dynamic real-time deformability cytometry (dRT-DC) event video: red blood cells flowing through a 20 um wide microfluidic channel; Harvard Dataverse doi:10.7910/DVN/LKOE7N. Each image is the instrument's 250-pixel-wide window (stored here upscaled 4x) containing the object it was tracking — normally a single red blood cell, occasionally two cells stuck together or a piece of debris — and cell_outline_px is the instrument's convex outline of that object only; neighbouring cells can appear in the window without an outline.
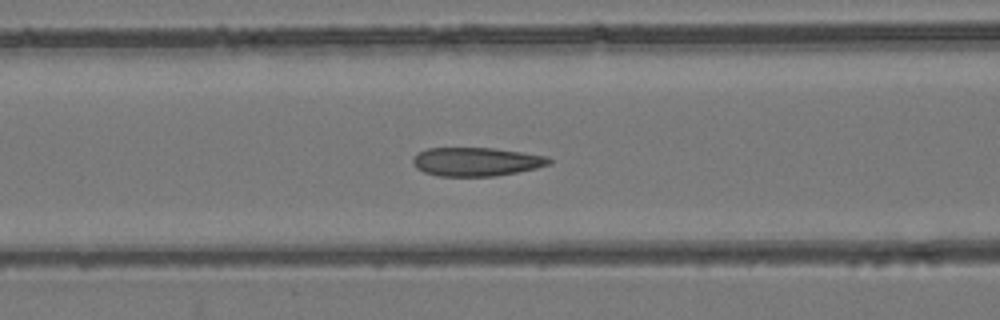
{"species": "common noctule bat (a hibernating species)", "species_latin": "Nyctalus noctula", "temperature_condition": "room temperature", "stored_images_in_passage": 47, "camera_frame_rate_fps": 3000, "um_per_image_px": 0.085, "animal": {"sex": "female", "body_mass_g": 24.6, "forearm_length_mm": 56.2}, "frame": {"image": 1, "passage_image": 21, "time_ms": 6.667, "image_size_px": [1000, 320], "cell_outline_px": [[552, 164], [536, 168], [496, 176], [440, 176], [424, 172], [416, 168], [412, 164], [412, 160], [416, 152], [428, 148], [492, 148], [548, 156], [552, 160]], "centroid_in_image_um": [40.47, 13.74], "position_along_channel_um": 126.1, "area_um2": 22.83}}
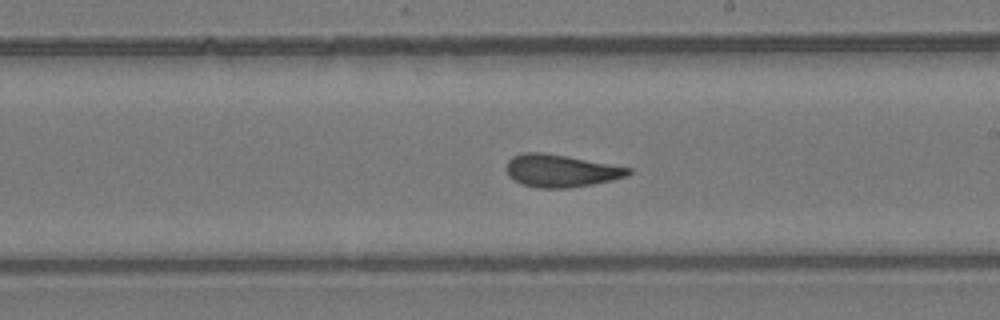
{"frame": {"image": 2, "passage_image": 30, "time_ms": 9.667, "image_size_px": [1000, 320], "cell_outline_px": [[632, 172], [628, 176], [612, 180], [592, 184], [568, 188], [536, 188], [520, 184], [512, 180], [508, 176], [508, 160], [512, 156], [524, 152], [540, 152], [568, 156], [632, 168]], "centroid_in_image_um": [47.67, 14.52], "position_along_channel_um": 241.3, "area_um2": 23.24}}
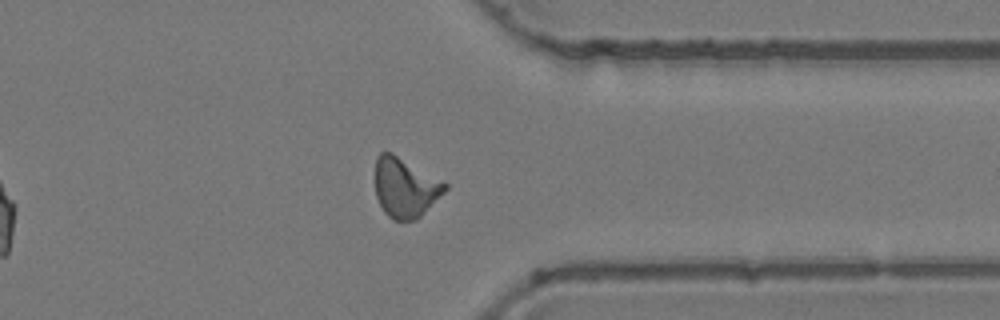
{"frame": {"image": 3, "passage_image": 41, "time_ms": 13.333, "image_size_px": [1000, 320], "cell_outline_px": [[448, 188], [416, 220], [392, 220], [384, 212], [376, 196], [376, 156], [380, 152], [392, 152], [444, 180], [448, 184]], "centroid_in_image_um": [34.45, 15.92], "position_along_channel_um": 376.9, "area_um2": 24.33}, "authors_computed_cell_mechanics": {"area_um2": 23.4668, "velocity_mm_per_s": 3.8429, "shape_relaxation_time_tau1_ms": null, "shape_relaxation_time_tau2_ms": 1.701, "deformation_change_tau1": null, "deformation_change_tau2": 0.0875}}